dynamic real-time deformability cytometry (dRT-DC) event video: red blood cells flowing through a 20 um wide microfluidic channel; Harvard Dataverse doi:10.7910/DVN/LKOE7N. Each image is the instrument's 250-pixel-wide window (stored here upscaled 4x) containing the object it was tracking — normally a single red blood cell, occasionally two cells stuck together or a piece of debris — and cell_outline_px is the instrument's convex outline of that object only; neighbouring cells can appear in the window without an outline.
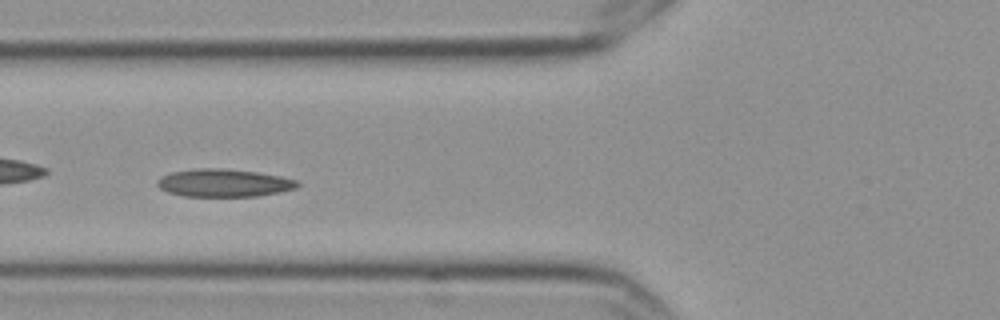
{"species": "Egyptian fruit bat (a non-hibernating species)", "species_latin": "Rousettus aegyptiacus", "temperature_condition": "cold", "stored_images_in_passage": 13, "camera_frame_rate_fps": 3000, "um_per_image_px": 0.085, "frame": {"image": 1, "passage_image": 4, "time_ms": 1.0, "image_size_px": [1000, 320], "cell_outline_px": [[300, 184], [296, 188], [280, 192], [256, 196], [180, 196], [168, 192], [160, 188], [156, 184], [156, 180], [160, 176], [172, 172], [200, 168], [220, 168], [256, 172], [280, 176], [296, 180]], "centroid_in_image_um": [18.99, 15.55], "position_along_channel_um": 106.8, "area_um2": 22.66}}
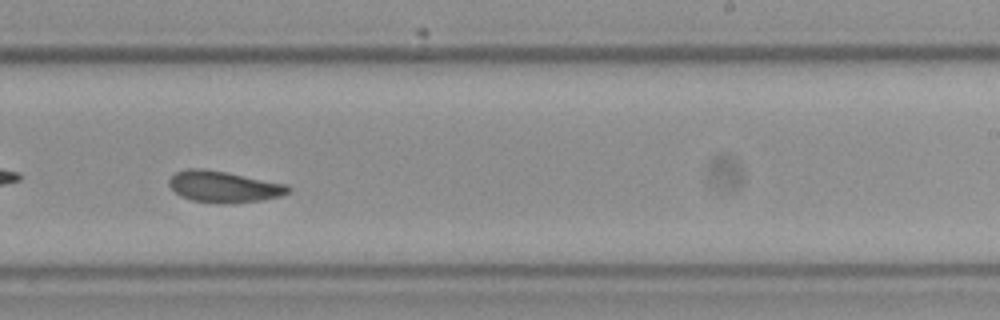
{"frame": {"image": 2, "passage_image": 8, "time_ms": 2.333, "image_size_px": [1000, 320], "cell_outline_px": [[292, 188], [288, 192], [280, 196], [264, 200], [224, 204], [216, 204], [192, 200], [180, 196], [168, 184], [168, 180], [176, 172], [188, 168], [200, 168], [224, 172], [288, 184]], "centroid_in_image_um": [19.02, 15.88], "position_along_channel_um": 270.0, "area_um2": 21.79}}
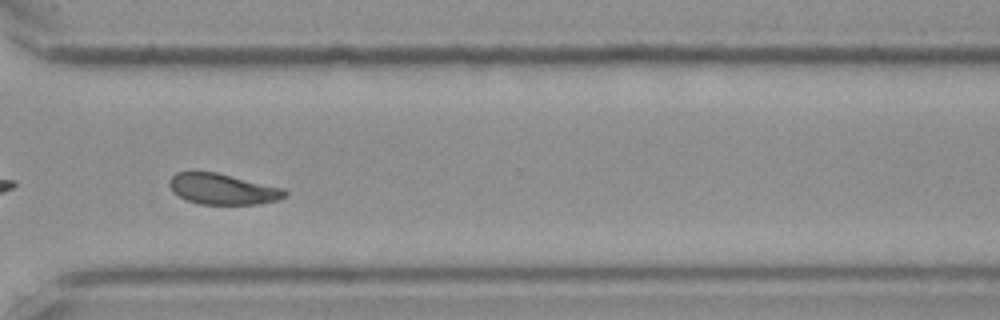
{"frame": {"image": 3, "passage_image": 10, "time_ms": 3.0, "image_size_px": [1000, 320], "cell_outline_px": [[288, 196], [280, 200], [260, 204], [200, 204], [188, 200], [172, 192], [168, 184], [168, 180], [176, 172], [216, 172], [284, 188], [288, 192]], "centroid_in_image_um": [18.96, 16.07], "position_along_channel_um": 351.6, "area_um2": 20.87}}